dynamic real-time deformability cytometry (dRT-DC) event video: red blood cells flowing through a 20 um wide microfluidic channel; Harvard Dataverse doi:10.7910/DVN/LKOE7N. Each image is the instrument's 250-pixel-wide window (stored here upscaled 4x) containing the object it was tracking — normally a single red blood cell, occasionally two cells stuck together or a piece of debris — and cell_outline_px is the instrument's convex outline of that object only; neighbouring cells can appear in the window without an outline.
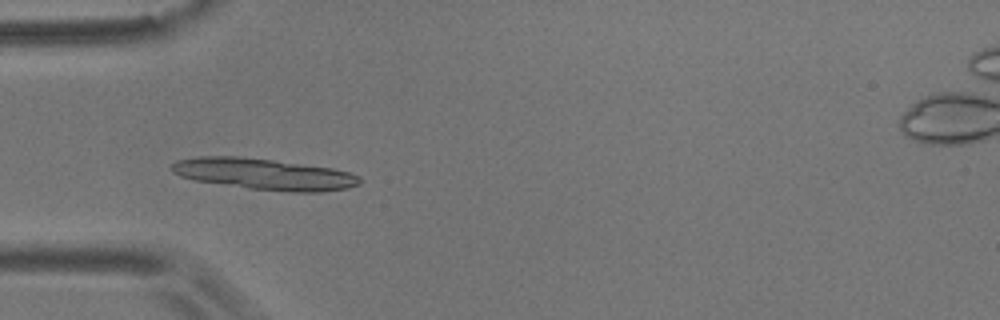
{"species": "common noctule bat (a hibernating species)", "species_latin": "Nyctalus noctula", "temperature_condition": "room temperature", "stored_images_in_passage": 5, "camera_frame_rate_fps": 3000, "um_per_image_px": 0.085, "animal": {"sex": "male", "body_mass_g": 17.9}, "frame": {"image": 1, "passage_image": 4, "time_ms": 5.0, "image_size_px": [1000, 320], "cell_outline_px": [[360, 184], [348, 188], [320, 192], [288, 192], [248, 188], [196, 180], [180, 176], [172, 172], [168, 168], [176, 160], [196, 156], [236, 156], [272, 160], [332, 168], [348, 172], [360, 176]], "centroid_in_image_um": [22.42, 14.8], "position_along_channel_um": 62.6, "area_um2": 34.22}}
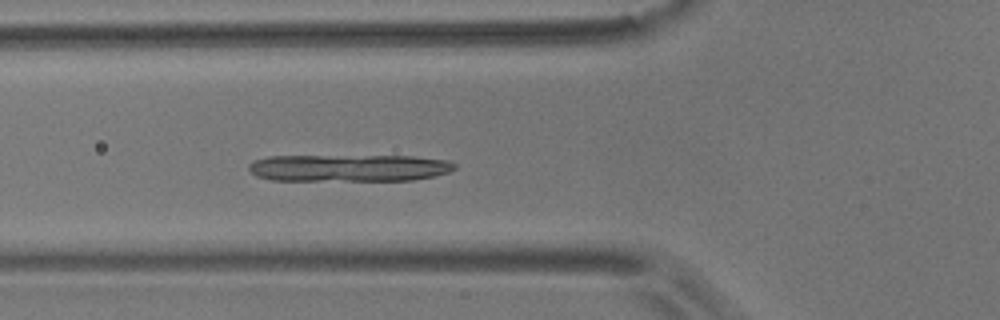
{"frame": {"image": 2, "passage_image": 5, "time_ms": 6.0, "image_size_px": [1000, 320], "cell_outline_px": [[456, 168], [448, 172], [436, 176], [412, 180], [272, 180], [256, 176], [248, 168], [248, 164], [252, 160], [268, 156], [412, 156], [448, 160], [456, 164]], "centroid_in_image_um": [29.65, 14.27], "position_along_channel_um": 96.1, "area_um2": 32.66}}